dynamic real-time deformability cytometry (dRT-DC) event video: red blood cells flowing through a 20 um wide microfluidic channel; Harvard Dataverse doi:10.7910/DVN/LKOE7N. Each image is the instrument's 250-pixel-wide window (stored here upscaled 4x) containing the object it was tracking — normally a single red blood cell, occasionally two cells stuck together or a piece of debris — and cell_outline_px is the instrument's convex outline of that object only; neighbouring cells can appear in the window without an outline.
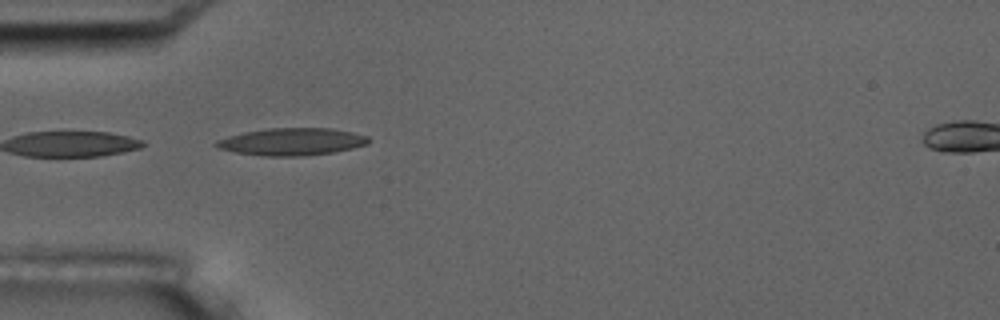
{"species": "common noctule bat (a hibernating species)", "species_latin": "Nyctalus noctula", "temperature_condition": "room temperature", "stored_images_in_passage": 9, "camera_frame_rate_fps": 3000, "um_per_image_px": 0.085, "animal": {"sex": "male", "body_mass_g": 17.5, "forearm_length_mm": 52.3}, "frame": {"image": 1, "passage_image": 4, "time_ms": 4.333, "image_size_px": [1000, 320], "cell_outline_px": [[368, 144], [352, 148], [332, 152], [304, 156], [268, 156], [236, 152], [216, 148], [212, 144], [216, 140], [228, 136], [244, 132], [268, 128], [332, 128], [352, 132], [368, 136]], "centroid_in_image_um": [24.77, 12.04], "position_along_channel_um": 60.2, "area_um2": 24.22}}
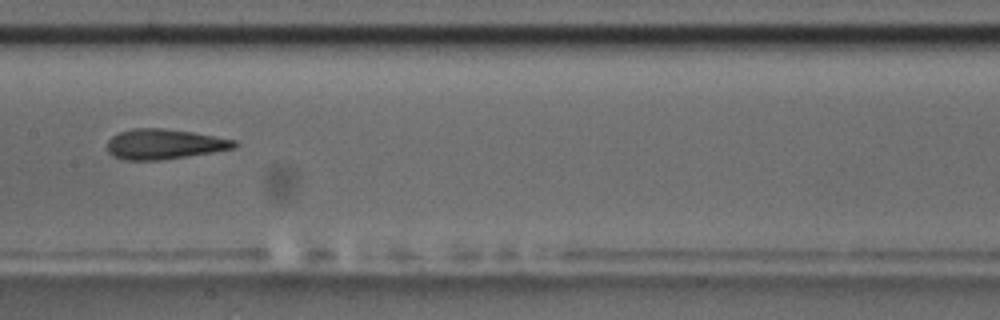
{"frame": {"image": 2, "passage_image": 7, "time_ms": 8.0, "image_size_px": [1000, 320], "cell_outline_px": [[240, 144], [236, 148], [212, 152], [160, 160], [120, 160], [112, 156], [108, 152], [108, 140], [112, 136], [120, 132], [132, 128], [164, 128], [192, 132], [236, 140]], "centroid_in_image_um": [13.96, 12.25], "position_along_channel_um": 193.4, "area_um2": 22.43}}